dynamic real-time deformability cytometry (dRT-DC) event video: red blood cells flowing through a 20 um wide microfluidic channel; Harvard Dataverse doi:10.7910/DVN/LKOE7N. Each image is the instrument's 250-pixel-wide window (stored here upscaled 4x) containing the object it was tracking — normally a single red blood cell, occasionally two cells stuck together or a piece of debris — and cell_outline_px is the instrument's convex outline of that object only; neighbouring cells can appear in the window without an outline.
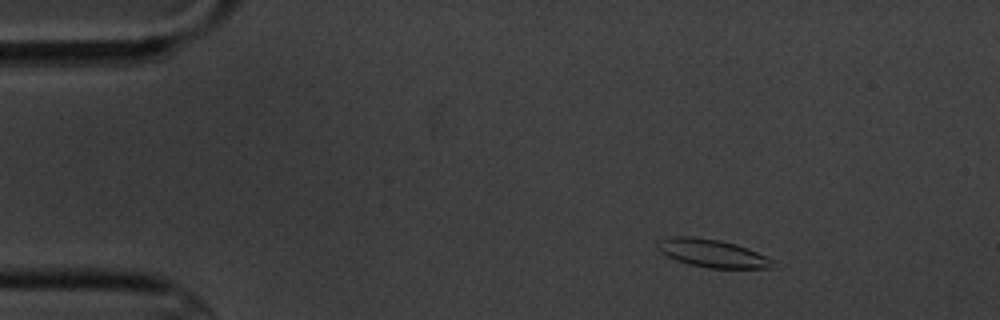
{"species": "common noctule bat (a hibernating species)", "species_latin": "Nyctalus noctula", "temperature_condition": "cold", "stored_images_in_passage": 8, "camera_frame_rate_fps": 3000, "um_per_image_px": 0.085, "animal": {"sex": "male", "body_mass_g": 20.1, "forearm_length_mm": 53.5}, "frame": {"image": 1, "passage_image": 3, "time_ms": 2.333, "image_size_px": [1000, 320], "cell_outline_px": [[776, 268], [708, 268], [688, 264], [676, 260], [660, 252], [656, 248], [656, 244], [660, 240], [672, 236], [692, 236], [720, 240], [736, 244], [776, 260]], "centroid_in_image_um": [60.56, 21.53], "position_along_channel_um": 24.4, "area_um2": 18.96}}
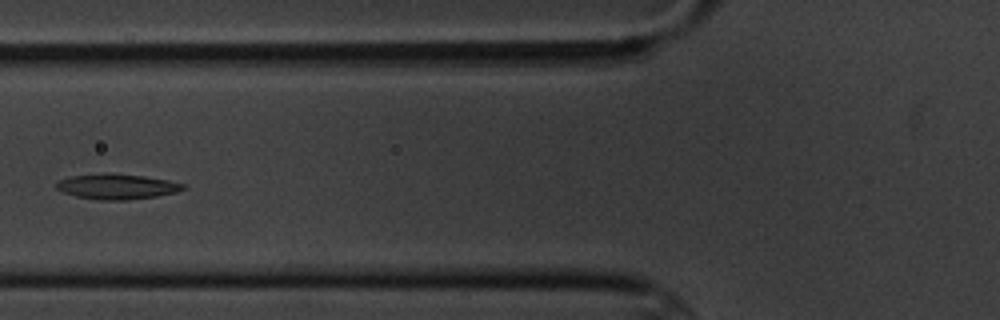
{"frame": {"image": 2, "passage_image": 7, "time_ms": 7.0, "image_size_px": [1000, 320], "cell_outline_px": [[184, 188], [176, 192], [156, 196], [128, 200], [96, 200], [76, 196], [64, 192], [56, 188], [56, 184], [60, 180], [68, 176], [144, 176], [168, 180], [184, 184]], "centroid_in_image_um": [9.96, 15.91], "position_along_channel_um": 115.8, "area_um2": 17.63}}
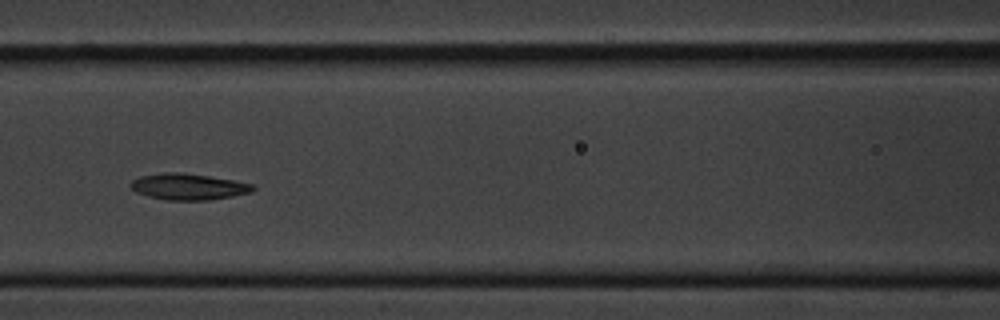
{"frame": {"image": 3, "passage_image": 8, "time_ms": 8.0, "image_size_px": [1000, 320], "cell_outline_px": [[256, 188], [252, 192], [232, 196], [208, 200], [168, 200], [148, 196], [136, 192], [128, 188], [128, 184], [132, 180], [140, 176], [164, 172], [180, 172], [208, 176], [232, 180], [252, 184]], "centroid_in_image_um": [15.96, 15.86], "position_along_channel_um": 150.6, "area_um2": 18.73}}